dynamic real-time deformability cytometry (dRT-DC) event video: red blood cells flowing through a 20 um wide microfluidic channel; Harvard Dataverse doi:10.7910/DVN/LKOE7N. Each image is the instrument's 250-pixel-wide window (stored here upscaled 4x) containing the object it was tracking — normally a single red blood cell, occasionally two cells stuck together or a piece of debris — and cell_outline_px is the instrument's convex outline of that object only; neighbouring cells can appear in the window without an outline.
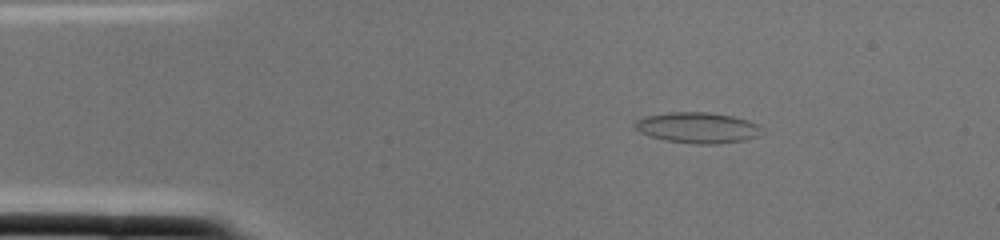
{"species": "common noctule bat (a hibernating species)", "species_latin": "Nyctalus noctula", "temperature_condition": "cold", "stored_images_in_passage": 2, "camera_frame_rate_fps": 3000, "um_per_image_px": 0.085, "animal": {"sex": "female", "body_mass_g": 22.0, "forearm_length_mm": 56.7}, "frame": {"image": 1, "passage_image": 1, "time_ms": 0.0, "image_size_px": [1000, 240], "cell_outline_px": [[764, 128], [760, 136], [744, 140], [716, 144], [692, 144], [664, 140], [648, 136], [632, 128], [632, 124], [636, 120], [644, 116], [668, 112], [708, 112], [732, 116], [748, 120]], "centroid_in_image_um": [59.26, 10.86], "position_along_channel_um": 25.7, "area_um2": 23.18}}